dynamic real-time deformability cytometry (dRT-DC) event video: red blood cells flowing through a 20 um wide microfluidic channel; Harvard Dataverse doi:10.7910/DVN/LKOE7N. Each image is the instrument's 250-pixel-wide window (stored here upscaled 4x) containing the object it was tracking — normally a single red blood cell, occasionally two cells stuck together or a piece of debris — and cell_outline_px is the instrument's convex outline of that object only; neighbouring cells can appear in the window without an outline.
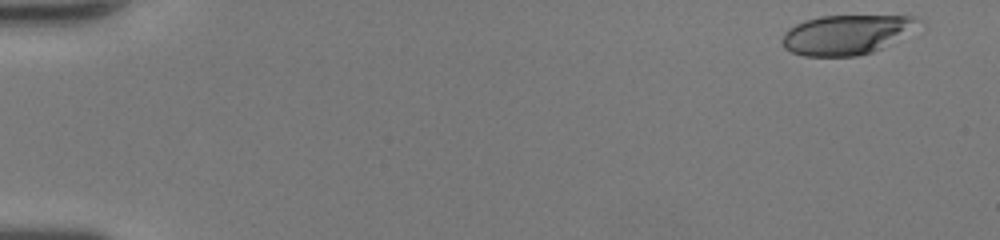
{"species": "human", "species_latin": "Homo sapiens", "temperature_condition": "room temperature", "stored_images_in_passage": 48, "camera_frame_rate_fps": 3000, "um_per_image_px": 0.085, "donor": {"sex": "female"}, "frame": {"image": 1, "passage_image": 2, "time_ms": 0.333, "image_size_px": [1000, 240], "cell_outline_px": [[924, 20], [880, 48], [872, 52], [856, 56], [804, 56], [792, 52], [784, 48], [784, 32], [788, 28], [804, 20], [820, 16], [912, 16]], "centroid_in_image_um": [71.86, 2.94], "position_along_channel_um": 13.1, "area_um2": 30.63}}
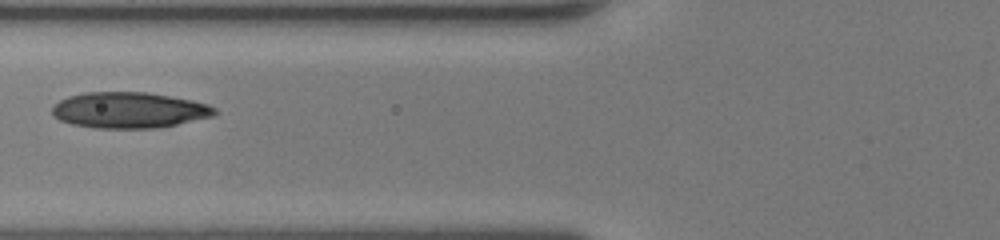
{"frame": {"image": 2, "passage_image": 20, "time_ms": 6.333, "image_size_px": [1000, 240], "cell_outline_px": [[216, 112], [212, 116], [176, 124], [156, 128], [92, 128], [72, 124], [60, 120], [52, 116], [52, 108], [60, 100], [68, 96], [84, 92], [148, 92], [192, 100], [208, 104], [216, 108]], "centroid_in_image_um": [10.94, 9.36], "position_along_channel_um": 114.9, "area_um2": 33.99}}
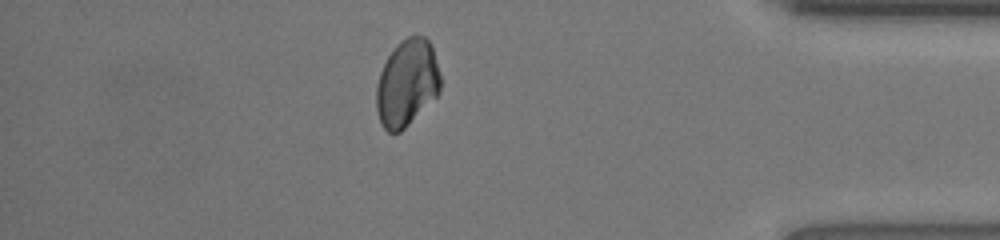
{"frame": {"image": 3, "passage_image": 42, "time_ms": 13.667, "image_size_px": [1000, 240], "cell_outline_px": [[440, 92], [400, 132], [388, 132], [384, 128], [380, 120], [376, 108], [376, 84], [380, 72], [388, 56], [396, 44], [400, 40], [408, 36], [424, 36], [428, 40], [432, 48], [440, 72]], "centroid_in_image_um": [34.58, 7.04], "position_along_channel_um": 400.6, "area_um2": 32.19}, "authors_computed_cell_mechanics": {"area_um2": 32.7148, "velocity_mm_per_s": 4.3211, "shape_relaxation_time_tau1_ms": 11.0056, "shape_relaxation_time_tau2_ms": 1.7986, "deformation_change_tau1": 0.2467, "deformation_change_tau2": 0.0562}}